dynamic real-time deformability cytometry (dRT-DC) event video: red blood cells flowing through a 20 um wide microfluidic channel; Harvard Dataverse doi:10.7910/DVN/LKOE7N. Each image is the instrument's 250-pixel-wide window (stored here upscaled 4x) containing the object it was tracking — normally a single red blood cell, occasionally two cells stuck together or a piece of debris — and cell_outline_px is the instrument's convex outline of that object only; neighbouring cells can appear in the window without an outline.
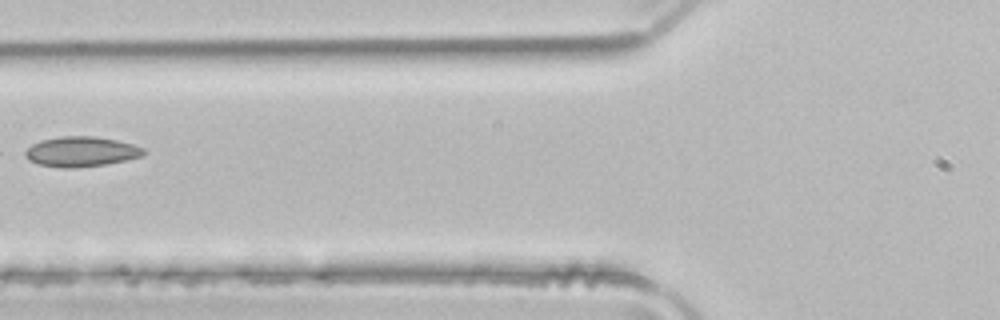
{"species": "common noctule bat (a hibernating species)", "species_latin": "Nyctalus noctula", "temperature_condition": "room temperature", "stored_images_in_passage": 5, "camera_frame_rate_fps": 3000, "um_per_image_px": 0.085, "animal": {"sex": "male", "body_mass_g": 21.5, "forearm_length_mm": 52.0}, "frame": {"image": 1, "passage_image": 5, "time_ms": 1.333, "image_size_px": [1000, 320], "cell_outline_px": [[148, 152], [144, 156], [108, 164], [76, 168], [60, 168], [40, 164], [28, 160], [24, 156], [24, 152], [32, 144], [40, 140], [60, 136], [96, 136], [116, 140], [132, 144], [144, 148]], "centroid_in_image_um": [6.92, 12.89], "position_along_channel_um": 118.9, "area_um2": 21.04}}